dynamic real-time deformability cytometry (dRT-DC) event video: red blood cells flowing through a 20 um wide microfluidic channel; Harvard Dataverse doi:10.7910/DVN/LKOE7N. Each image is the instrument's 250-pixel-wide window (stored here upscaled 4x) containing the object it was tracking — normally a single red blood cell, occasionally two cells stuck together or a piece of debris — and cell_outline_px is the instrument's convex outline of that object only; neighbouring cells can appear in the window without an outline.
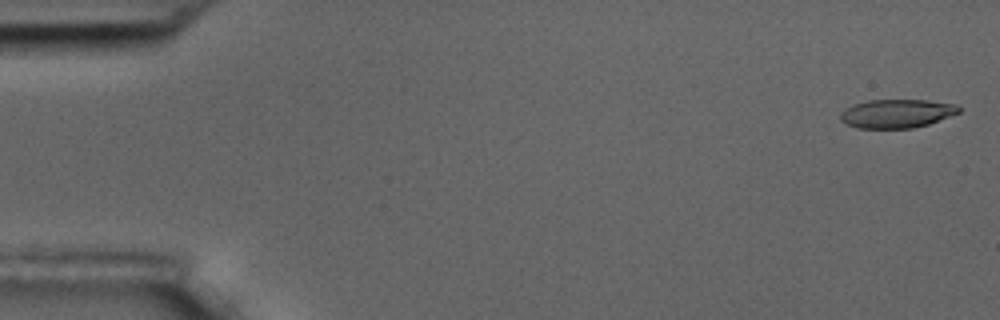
{"species": "common noctule bat (a hibernating species)", "species_latin": "Nyctalus noctula", "temperature_condition": "room temperature", "stored_images_in_passage": 5, "camera_frame_rate_fps": 3000, "um_per_image_px": 0.085, "animal": {"sex": "male", "body_mass_g": 17.5, "forearm_length_mm": 52.3}, "frame": {"image": 1, "passage_image": 1, "time_ms": 0.0, "image_size_px": [1000, 320], "cell_outline_px": [[960, 112], [928, 124], [912, 128], [856, 128], [844, 124], [840, 120], [840, 112], [844, 108], [852, 104], [868, 100], [928, 100], [956, 104], [960, 108]], "centroid_in_image_um": [76.16, 9.65], "position_along_channel_um": 8.8, "area_um2": 19.94}}
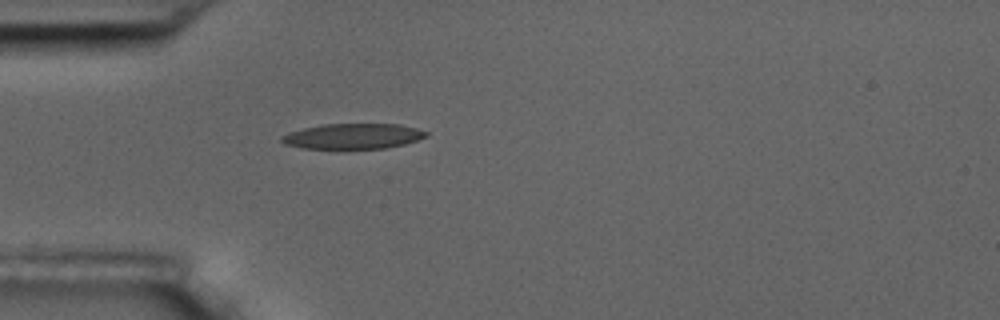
{"frame": {"image": 2, "passage_image": 5, "time_ms": 5.0, "image_size_px": [1000, 320], "cell_outline_px": [[428, 136], [404, 144], [384, 148], [300, 148], [284, 144], [280, 140], [280, 136], [288, 132], [304, 128], [324, 124], [400, 124], [416, 128], [428, 132]], "centroid_in_image_um": [29.98, 11.57], "position_along_channel_um": 55.0, "area_um2": 21.27}}